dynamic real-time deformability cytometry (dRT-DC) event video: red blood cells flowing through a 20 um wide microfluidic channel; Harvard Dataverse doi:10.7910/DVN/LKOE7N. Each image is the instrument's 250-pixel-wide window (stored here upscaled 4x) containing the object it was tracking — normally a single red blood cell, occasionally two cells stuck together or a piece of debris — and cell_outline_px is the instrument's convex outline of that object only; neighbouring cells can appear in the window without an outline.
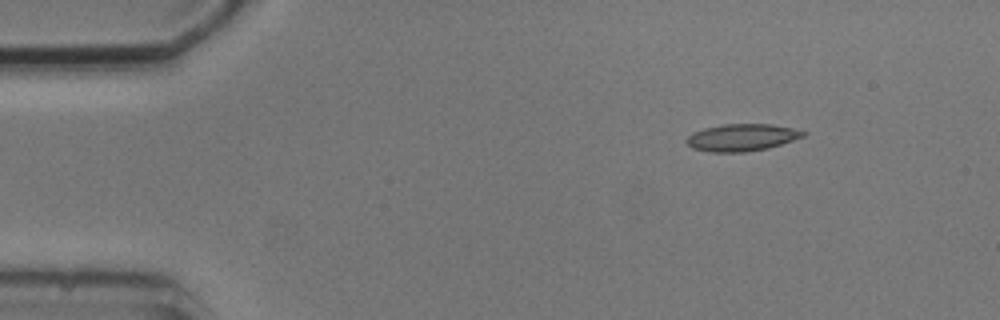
{"species": "common noctule bat (a hibernating species)", "species_latin": "Nyctalus noctula", "temperature_condition": "cold", "stored_images_in_passage": 8, "camera_frame_rate_fps": 3000, "um_per_image_px": 0.085, "animal": {"sex": "male", "body_mass_g": 20.5, "forearm_length_mm": 52.5}, "frame": {"image": 1, "passage_image": 1, "time_ms": 0.0, "image_size_px": [1000, 320], "cell_outline_px": [[808, 132], [804, 136], [768, 148], [744, 152], [708, 152], [692, 148], [684, 140], [692, 132], [704, 128], [724, 124], [772, 124], [792, 128]], "centroid_in_image_um": [63.02, 11.68], "position_along_channel_um": 22.0, "area_um2": 18.44}}
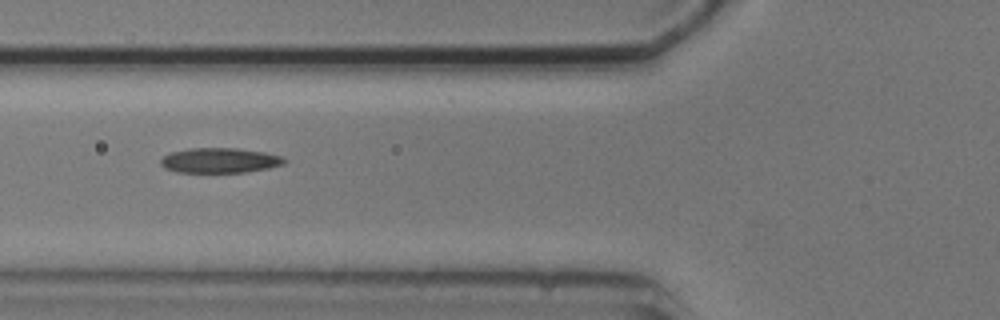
{"frame": {"image": 2, "passage_image": 5, "time_ms": 4.333, "image_size_px": [1000, 320], "cell_outline_px": [[288, 160], [284, 164], [268, 168], [244, 172], [176, 172], [164, 168], [160, 164], [160, 160], [164, 156], [172, 152], [188, 148], [236, 148], [264, 152], [284, 156]], "centroid_in_image_um": [18.7, 13.63], "position_along_channel_um": 107.1, "area_um2": 18.09}}
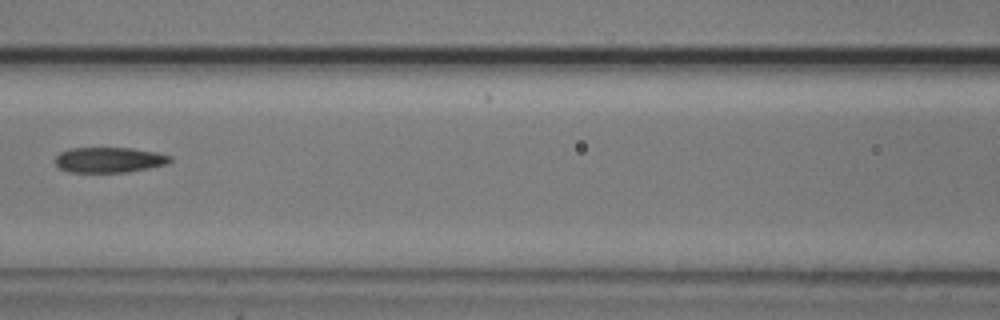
{"frame": {"image": 3, "passage_image": 6, "time_ms": 5.667, "image_size_px": [1000, 320], "cell_outline_px": [[172, 160], [168, 164], [148, 168], [124, 172], [72, 172], [60, 168], [56, 164], [56, 156], [60, 152], [72, 148], [132, 148], [156, 152], [172, 156]], "centroid_in_image_um": [9.31, 13.58], "position_along_channel_um": 157.3, "area_um2": 16.88}}